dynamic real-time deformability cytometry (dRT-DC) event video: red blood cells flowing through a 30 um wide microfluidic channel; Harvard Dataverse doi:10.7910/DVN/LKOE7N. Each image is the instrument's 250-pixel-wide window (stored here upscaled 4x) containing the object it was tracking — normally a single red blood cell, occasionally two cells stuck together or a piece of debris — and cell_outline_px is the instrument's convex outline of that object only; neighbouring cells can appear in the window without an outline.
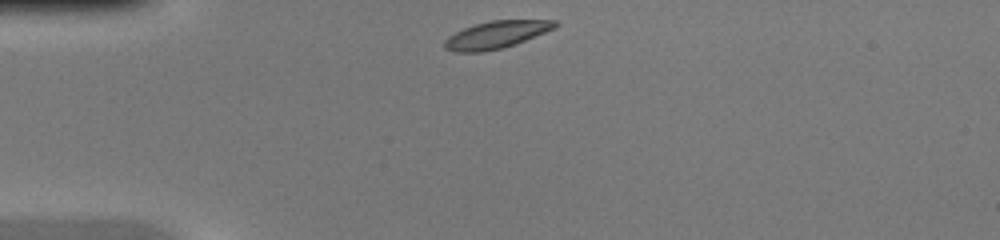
{"species": "common noctule bat (a hibernating species)", "species_latin": "Nyctalus noctula", "temperature_condition": "warm", "stored_images_in_passage": 36, "camera_frame_rate_fps": 3000, "um_per_image_px": 0.085, "animal": {"sex": "female", "body_mass_g": 20.0, "forearm_length_mm": 54.0}, "frame": {"image": 1, "passage_image": 1, "time_ms": 0.0, "image_size_px": [1000, 240], "cell_outline_px": [[560, 24], [556, 28], [516, 44], [504, 48], [480, 52], [456, 52], [444, 48], [444, 40], [448, 36], [464, 28], [476, 24], [492, 20], [556, 20]], "centroid_in_image_um": [42.21, 2.95], "position_along_channel_um": 42.8, "area_um2": 17.69}}
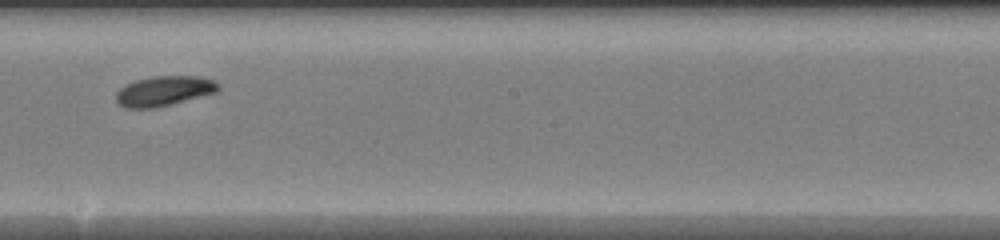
{"frame": {"image": 2, "passage_image": 16, "time_ms": 5.0, "image_size_px": [1000, 240], "cell_outline_px": [[220, 88], [216, 92], [152, 108], [124, 108], [116, 100], [116, 92], [120, 88], [136, 80], [152, 76], [200, 76], [212, 80], [220, 84]], "centroid_in_image_um": [13.93, 7.72], "position_along_channel_um": 234.3, "area_um2": 17.51}}
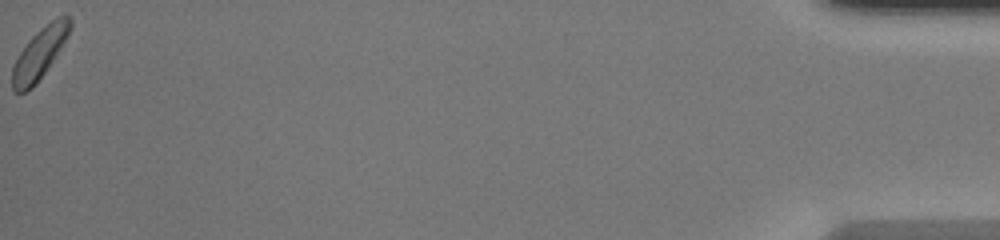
{"frame": {"image": 3, "passage_image": 36, "time_ms": 11.667, "image_size_px": [1000, 240], "cell_outline_px": [[72, 28], [52, 60], [36, 84], [32, 88], [24, 92], [16, 92], [12, 88], [12, 68], [20, 52], [28, 40], [40, 28], [56, 16], [68, 12], [72, 20]], "centroid_in_image_um": [3.39, 4.47], "position_along_channel_um": 431.8, "area_um2": 16.99}}